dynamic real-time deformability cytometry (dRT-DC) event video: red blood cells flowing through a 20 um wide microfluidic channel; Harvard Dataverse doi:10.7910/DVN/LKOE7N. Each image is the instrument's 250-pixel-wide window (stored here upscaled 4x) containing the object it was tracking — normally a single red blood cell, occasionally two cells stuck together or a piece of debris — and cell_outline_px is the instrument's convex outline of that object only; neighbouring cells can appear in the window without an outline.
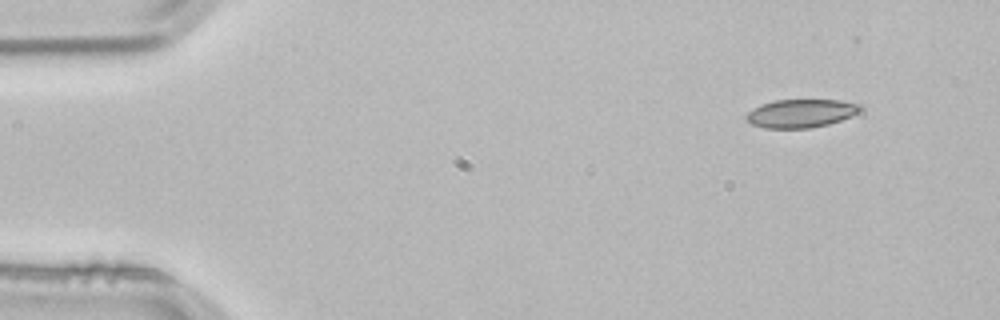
{"species": "common noctule bat (a hibernating species)", "species_latin": "Nyctalus noctula", "temperature_condition": "room temperature", "stored_images_in_passage": 3, "camera_frame_rate_fps": 3000, "um_per_image_px": 0.085, "animal": {"sex": "male", "body_mass_g": 21.5, "forearm_length_mm": 52.0}, "frame": {"image": 1, "passage_image": 1, "time_ms": 0.0, "image_size_px": [1000, 320], "cell_outline_px": [[860, 112], [852, 116], [828, 124], [808, 128], [764, 128], [752, 124], [744, 120], [744, 116], [748, 112], [760, 104], [772, 100], [840, 100], [860, 104]], "centroid_in_image_um": [68.04, 9.63], "position_along_channel_um": 17.0, "area_um2": 18.9}}
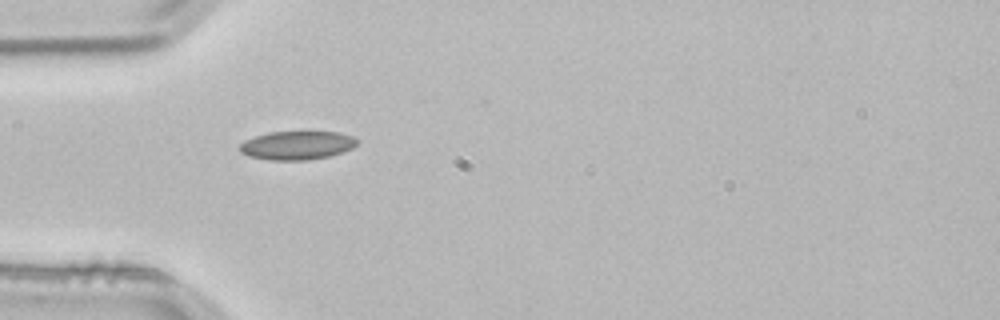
{"frame": {"image": 2, "passage_image": 3, "time_ms": 0.667, "image_size_px": [1000, 320], "cell_outline_px": [[360, 140], [352, 148], [344, 152], [328, 156], [308, 160], [268, 160], [248, 156], [240, 152], [240, 144], [244, 140], [268, 132], [340, 132], [352, 136]], "centroid_in_image_um": [25.25, 12.35], "position_along_channel_um": 59.7, "area_um2": 19.65}}